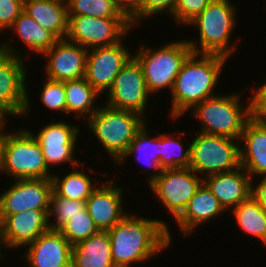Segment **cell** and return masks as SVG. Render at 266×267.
<instances>
[{"mask_svg":"<svg viewBox=\"0 0 266 267\" xmlns=\"http://www.w3.org/2000/svg\"><path fill=\"white\" fill-rule=\"evenodd\" d=\"M164 220L127 213L110 230L111 254L116 267L150 262L172 246V233ZM143 262V263H142Z\"/></svg>","mask_w":266,"mask_h":267,"instance_id":"obj_1","label":"cell"},{"mask_svg":"<svg viewBox=\"0 0 266 267\" xmlns=\"http://www.w3.org/2000/svg\"><path fill=\"white\" fill-rule=\"evenodd\" d=\"M228 58L217 54L192 52L185 60L171 91L168 116L176 122L196 104L217 95L215 88Z\"/></svg>","mask_w":266,"mask_h":267,"instance_id":"obj_2","label":"cell"},{"mask_svg":"<svg viewBox=\"0 0 266 267\" xmlns=\"http://www.w3.org/2000/svg\"><path fill=\"white\" fill-rule=\"evenodd\" d=\"M238 6L230 0H212L187 27L198 29L197 39H186L194 53L233 56L237 44L231 43L233 32L239 23ZM235 28V29H234ZM197 43V44H196Z\"/></svg>","mask_w":266,"mask_h":267,"instance_id":"obj_3","label":"cell"},{"mask_svg":"<svg viewBox=\"0 0 266 267\" xmlns=\"http://www.w3.org/2000/svg\"><path fill=\"white\" fill-rule=\"evenodd\" d=\"M243 94V91L219 93L196 104L188 112L201 123L198 132L239 140L251 119L250 98L242 102ZM243 104H246L245 107Z\"/></svg>","mask_w":266,"mask_h":267,"instance_id":"obj_4","label":"cell"},{"mask_svg":"<svg viewBox=\"0 0 266 267\" xmlns=\"http://www.w3.org/2000/svg\"><path fill=\"white\" fill-rule=\"evenodd\" d=\"M2 123L1 173L12 179H52L43 151L28 128L6 131Z\"/></svg>","mask_w":266,"mask_h":267,"instance_id":"obj_5","label":"cell"},{"mask_svg":"<svg viewBox=\"0 0 266 267\" xmlns=\"http://www.w3.org/2000/svg\"><path fill=\"white\" fill-rule=\"evenodd\" d=\"M130 110H117L101 102V106L85 123L92 136L102 145L115 164L126 153L137 132L149 121Z\"/></svg>","mask_w":266,"mask_h":267,"instance_id":"obj_6","label":"cell"},{"mask_svg":"<svg viewBox=\"0 0 266 267\" xmlns=\"http://www.w3.org/2000/svg\"><path fill=\"white\" fill-rule=\"evenodd\" d=\"M11 39L0 42V118L4 122L9 116L27 118L32 110L26 87L25 56L16 48L18 45L13 44L14 38Z\"/></svg>","mask_w":266,"mask_h":267,"instance_id":"obj_7","label":"cell"},{"mask_svg":"<svg viewBox=\"0 0 266 267\" xmlns=\"http://www.w3.org/2000/svg\"><path fill=\"white\" fill-rule=\"evenodd\" d=\"M186 38L164 43L158 47L146 45L143 41L133 56L140 63L148 91L157 94L162 89L172 91L175 78L185 60L192 53ZM148 46V47H147ZM158 48V49H157Z\"/></svg>","mask_w":266,"mask_h":267,"instance_id":"obj_8","label":"cell"},{"mask_svg":"<svg viewBox=\"0 0 266 267\" xmlns=\"http://www.w3.org/2000/svg\"><path fill=\"white\" fill-rule=\"evenodd\" d=\"M190 143V168L202 178L240 167L239 140L197 132ZM193 139V140H192Z\"/></svg>","mask_w":266,"mask_h":267,"instance_id":"obj_9","label":"cell"},{"mask_svg":"<svg viewBox=\"0 0 266 267\" xmlns=\"http://www.w3.org/2000/svg\"><path fill=\"white\" fill-rule=\"evenodd\" d=\"M66 39L87 50L115 45L124 40L134 27L127 17H92L68 15Z\"/></svg>","mask_w":266,"mask_h":267,"instance_id":"obj_10","label":"cell"},{"mask_svg":"<svg viewBox=\"0 0 266 267\" xmlns=\"http://www.w3.org/2000/svg\"><path fill=\"white\" fill-rule=\"evenodd\" d=\"M203 178L190 167L163 169L148 187L176 221L187 208Z\"/></svg>","mask_w":266,"mask_h":267,"instance_id":"obj_11","label":"cell"},{"mask_svg":"<svg viewBox=\"0 0 266 267\" xmlns=\"http://www.w3.org/2000/svg\"><path fill=\"white\" fill-rule=\"evenodd\" d=\"M105 105L117 110H130L146 118L149 97L143 70L138 60L132 56L114 79L105 93Z\"/></svg>","mask_w":266,"mask_h":267,"instance_id":"obj_12","label":"cell"},{"mask_svg":"<svg viewBox=\"0 0 266 267\" xmlns=\"http://www.w3.org/2000/svg\"><path fill=\"white\" fill-rule=\"evenodd\" d=\"M29 131L38 141L49 169L56 168L54 166L60 164L65 165V163H70V167L74 168L82 162L81 159L74 157L81 131L77 124L73 125L62 119L60 121L53 119L41 127L37 133L32 132L31 129Z\"/></svg>","mask_w":266,"mask_h":267,"instance_id":"obj_13","label":"cell"},{"mask_svg":"<svg viewBox=\"0 0 266 267\" xmlns=\"http://www.w3.org/2000/svg\"><path fill=\"white\" fill-rule=\"evenodd\" d=\"M0 193V216L27 210H49L52 179H16Z\"/></svg>","mask_w":266,"mask_h":267,"instance_id":"obj_14","label":"cell"},{"mask_svg":"<svg viewBox=\"0 0 266 267\" xmlns=\"http://www.w3.org/2000/svg\"><path fill=\"white\" fill-rule=\"evenodd\" d=\"M131 52L123 40L112 46L88 50L85 75L88 83L99 94L107 93L116 76L133 56Z\"/></svg>","mask_w":266,"mask_h":267,"instance_id":"obj_15","label":"cell"},{"mask_svg":"<svg viewBox=\"0 0 266 267\" xmlns=\"http://www.w3.org/2000/svg\"><path fill=\"white\" fill-rule=\"evenodd\" d=\"M88 50L83 46L65 39H59L46 52L45 77L55 81H67L84 78Z\"/></svg>","mask_w":266,"mask_h":267,"instance_id":"obj_16","label":"cell"},{"mask_svg":"<svg viewBox=\"0 0 266 267\" xmlns=\"http://www.w3.org/2000/svg\"><path fill=\"white\" fill-rule=\"evenodd\" d=\"M49 210H27L13 215L0 216V231L4 248H25L49 230Z\"/></svg>","mask_w":266,"mask_h":267,"instance_id":"obj_17","label":"cell"},{"mask_svg":"<svg viewBox=\"0 0 266 267\" xmlns=\"http://www.w3.org/2000/svg\"><path fill=\"white\" fill-rule=\"evenodd\" d=\"M104 183V184H103ZM124 192L112 178L102 181L85 201V208L99 231H108L126 214Z\"/></svg>","mask_w":266,"mask_h":267,"instance_id":"obj_18","label":"cell"},{"mask_svg":"<svg viewBox=\"0 0 266 267\" xmlns=\"http://www.w3.org/2000/svg\"><path fill=\"white\" fill-rule=\"evenodd\" d=\"M25 247L21 256L28 267H72L73 246L58 230L49 229Z\"/></svg>","mask_w":266,"mask_h":267,"instance_id":"obj_19","label":"cell"},{"mask_svg":"<svg viewBox=\"0 0 266 267\" xmlns=\"http://www.w3.org/2000/svg\"><path fill=\"white\" fill-rule=\"evenodd\" d=\"M203 183L228 212L247 200L252 192V178L242 166L229 172L209 175L203 178Z\"/></svg>","mask_w":266,"mask_h":267,"instance_id":"obj_20","label":"cell"},{"mask_svg":"<svg viewBox=\"0 0 266 267\" xmlns=\"http://www.w3.org/2000/svg\"><path fill=\"white\" fill-rule=\"evenodd\" d=\"M239 144L240 166L254 180L255 176L266 177V122L251 118L245 125Z\"/></svg>","mask_w":266,"mask_h":267,"instance_id":"obj_21","label":"cell"},{"mask_svg":"<svg viewBox=\"0 0 266 267\" xmlns=\"http://www.w3.org/2000/svg\"><path fill=\"white\" fill-rule=\"evenodd\" d=\"M227 211L221 205L220 201L212 194L209 188L203 183L182 215L175 221L180 233L183 236H190L196 228L202 224L214 220L215 217L225 214Z\"/></svg>","mask_w":266,"mask_h":267,"instance_id":"obj_22","label":"cell"},{"mask_svg":"<svg viewBox=\"0 0 266 267\" xmlns=\"http://www.w3.org/2000/svg\"><path fill=\"white\" fill-rule=\"evenodd\" d=\"M23 12L57 40L66 38L69 22L66 0H24Z\"/></svg>","mask_w":266,"mask_h":267,"instance_id":"obj_23","label":"cell"},{"mask_svg":"<svg viewBox=\"0 0 266 267\" xmlns=\"http://www.w3.org/2000/svg\"><path fill=\"white\" fill-rule=\"evenodd\" d=\"M72 267H116L112 259L108 232L99 231L73 245Z\"/></svg>","mask_w":266,"mask_h":267,"instance_id":"obj_24","label":"cell"},{"mask_svg":"<svg viewBox=\"0 0 266 267\" xmlns=\"http://www.w3.org/2000/svg\"><path fill=\"white\" fill-rule=\"evenodd\" d=\"M84 166L86 162L82 161L63 177L54 173L52 175L53 192L59 197L86 201L101 182L96 179V176L93 178L88 172L86 173Z\"/></svg>","mask_w":266,"mask_h":267,"instance_id":"obj_25","label":"cell"},{"mask_svg":"<svg viewBox=\"0 0 266 267\" xmlns=\"http://www.w3.org/2000/svg\"><path fill=\"white\" fill-rule=\"evenodd\" d=\"M66 94V117L74 114V118L86 121L100 107L97 101L101 95L88 83L86 78L64 81ZM98 99V100H97ZM96 104V106L94 105ZM76 115V116H75Z\"/></svg>","mask_w":266,"mask_h":267,"instance_id":"obj_26","label":"cell"},{"mask_svg":"<svg viewBox=\"0 0 266 267\" xmlns=\"http://www.w3.org/2000/svg\"><path fill=\"white\" fill-rule=\"evenodd\" d=\"M148 126L149 125L147 121L144 126L137 132L126 153L116 164L117 166L118 164L119 166L121 164L124 165V163L128 159L130 160V158L128 157H133L136 155L137 160L139 159L146 166H149L150 170H152V173L150 171L149 177L147 176L146 179L147 184L149 185L161 174L163 169L159 165V145H157V136L154 135L155 137H152L149 134V130L151 128H149Z\"/></svg>","mask_w":266,"mask_h":267,"instance_id":"obj_27","label":"cell"},{"mask_svg":"<svg viewBox=\"0 0 266 267\" xmlns=\"http://www.w3.org/2000/svg\"><path fill=\"white\" fill-rule=\"evenodd\" d=\"M6 31H12L17 35L30 54L32 51L39 56L49 50L57 41L48 30H45L25 12H22Z\"/></svg>","mask_w":266,"mask_h":267,"instance_id":"obj_28","label":"cell"},{"mask_svg":"<svg viewBox=\"0 0 266 267\" xmlns=\"http://www.w3.org/2000/svg\"><path fill=\"white\" fill-rule=\"evenodd\" d=\"M230 212L235 217L234 221L239 230L260 239L266 246V213L252 195Z\"/></svg>","mask_w":266,"mask_h":267,"instance_id":"obj_29","label":"cell"},{"mask_svg":"<svg viewBox=\"0 0 266 267\" xmlns=\"http://www.w3.org/2000/svg\"><path fill=\"white\" fill-rule=\"evenodd\" d=\"M183 132L160 133L157 135L159 145V165L162 169L190 167V144L184 149Z\"/></svg>","mask_w":266,"mask_h":267,"instance_id":"obj_30","label":"cell"},{"mask_svg":"<svg viewBox=\"0 0 266 267\" xmlns=\"http://www.w3.org/2000/svg\"><path fill=\"white\" fill-rule=\"evenodd\" d=\"M68 15L92 17H126L115 0H66Z\"/></svg>","mask_w":266,"mask_h":267,"instance_id":"obj_31","label":"cell"},{"mask_svg":"<svg viewBox=\"0 0 266 267\" xmlns=\"http://www.w3.org/2000/svg\"><path fill=\"white\" fill-rule=\"evenodd\" d=\"M85 209V201L71 200L57 196L54 192L50 198L48 214V227L51 230H59L71 217ZM54 218V220H52Z\"/></svg>","mask_w":266,"mask_h":267,"instance_id":"obj_32","label":"cell"},{"mask_svg":"<svg viewBox=\"0 0 266 267\" xmlns=\"http://www.w3.org/2000/svg\"><path fill=\"white\" fill-rule=\"evenodd\" d=\"M58 231L72 246L99 232L86 208L71 217Z\"/></svg>","mask_w":266,"mask_h":267,"instance_id":"obj_33","label":"cell"},{"mask_svg":"<svg viewBox=\"0 0 266 267\" xmlns=\"http://www.w3.org/2000/svg\"><path fill=\"white\" fill-rule=\"evenodd\" d=\"M45 81V82H44ZM42 89L39 92L40 102L54 113L66 116V94L64 82L51 80L45 77ZM61 112V113H60Z\"/></svg>","mask_w":266,"mask_h":267,"instance_id":"obj_34","label":"cell"},{"mask_svg":"<svg viewBox=\"0 0 266 267\" xmlns=\"http://www.w3.org/2000/svg\"><path fill=\"white\" fill-rule=\"evenodd\" d=\"M212 0H178L172 13V20L178 26L185 27L209 5Z\"/></svg>","mask_w":266,"mask_h":267,"instance_id":"obj_35","label":"cell"},{"mask_svg":"<svg viewBox=\"0 0 266 267\" xmlns=\"http://www.w3.org/2000/svg\"><path fill=\"white\" fill-rule=\"evenodd\" d=\"M24 0H0V32L6 33L13 22L23 12Z\"/></svg>","mask_w":266,"mask_h":267,"instance_id":"obj_36","label":"cell"},{"mask_svg":"<svg viewBox=\"0 0 266 267\" xmlns=\"http://www.w3.org/2000/svg\"><path fill=\"white\" fill-rule=\"evenodd\" d=\"M250 98L251 118L266 122V81L262 85L252 86Z\"/></svg>","mask_w":266,"mask_h":267,"instance_id":"obj_37","label":"cell"},{"mask_svg":"<svg viewBox=\"0 0 266 267\" xmlns=\"http://www.w3.org/2000/svg\"><path fill=\"white\" fill-rule=\"evenodd\" d=\"M178 0H144L143 2V22L149 18L159 16L158 14H169L171 17ZM164 12V13H163Z\"/></svg>","mask_w":266,"mask_h":267,"instance_id":"obj_38","label":"cell"},{"mask_svg":"<svg viewBox=\"0 0 266 267\" xmlns=\"http://www.w3.org/2000/svg\"><path fill=\"white\" fill-rule=\"evenodd\" d=\"M118 8L131 21L132 26L137 28L143 20L144 0H115Z\"/></svg>","mask_w":266,"mask_h":267,"instance_id":"obj_39","label":"cell"},{"mask_svg":"<svg viewBox=\"0 0 266 267\" xmlns=\"http://www.w3.org/2000/svg\"><path fill=\"white\" fill-rule=\"evenodd\" d=\"M252 179V192L251 195L260 204L262 210L266 213V177H261L259 182L254 183Z\"/></svg>","mask_w":266,"mask_h":267,"instance_id":"obj_40","label":"cell"},{"mask_svg":"<svg viewBox=\"0 0 266 267\" xmlns=\"http://www.w3.org/2000/svg\"><path fill=\"white\" fill-rule=\"evenodd\" d=\"M2 249H5L4 248V245H3V242H2V236H1V231H0V263L4 262V259H5V255L4 253H2Z\"/></svg>","mask_w":266,"mask_h":267,"instance_id":"obj_41","label":"cell"},{"mask_svg":"<svg viewBox=\"0 0 266 267\" xmlns=\"http://www.w3.org/2000/svg\"><path fill=\"white\" fill-rule=\"evenodd\" d=\"M2 124L0 125V173H1Z\"/></svg>","mask_w":266,"mask_h":267,"instance_id":"obj_42","label":"cell"},{"mask_svg":"<svg viewBox=\"0 0 266 267\" xmlns=\"http://www.w3.org/2000/svg\"><path fill=\"white\" fill-rule=\"evenodd\" d=\"M4 121L0 118V125L3 123Z\"/></svg>","mask_w":266,"mask_h":267,"instance_id":"obj_43","label":"cell"}]
</instances>
